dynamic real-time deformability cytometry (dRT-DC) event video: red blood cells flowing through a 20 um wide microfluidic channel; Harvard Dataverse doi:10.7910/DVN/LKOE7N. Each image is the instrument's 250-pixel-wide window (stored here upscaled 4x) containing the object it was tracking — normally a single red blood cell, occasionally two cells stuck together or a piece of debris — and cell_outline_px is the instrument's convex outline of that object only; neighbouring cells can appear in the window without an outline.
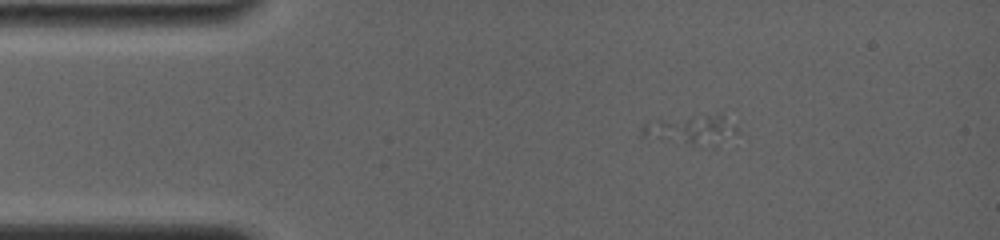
{"species": "common noctule bat (a hibernating species)", "species_latin": "Nyctalus noctula", "temperature_condition": "room temperature", "stored_images_in_passage": 2, "camera_frame_rate_fps": 4000, "um_per_image_px": 0.085, "animal": {"sex": "female", "body_mass_g": 19.0, "forearm_length_mm": 56.7}, "frame": {"image": 1, "passage_image": 2, "time_ms": 0.25, "image_size_px": [1000, 240], "cell_outline_px": [[740, 132], [712, 148], [640, 136], [640, 132], [644, 124], [656, 120], [720, 112], [724, 112], [736, 124]], "centroid_in_image_um": [58.91, 11.01], "position_along_channel_um": 26.1, "area_um2": 17.11}}